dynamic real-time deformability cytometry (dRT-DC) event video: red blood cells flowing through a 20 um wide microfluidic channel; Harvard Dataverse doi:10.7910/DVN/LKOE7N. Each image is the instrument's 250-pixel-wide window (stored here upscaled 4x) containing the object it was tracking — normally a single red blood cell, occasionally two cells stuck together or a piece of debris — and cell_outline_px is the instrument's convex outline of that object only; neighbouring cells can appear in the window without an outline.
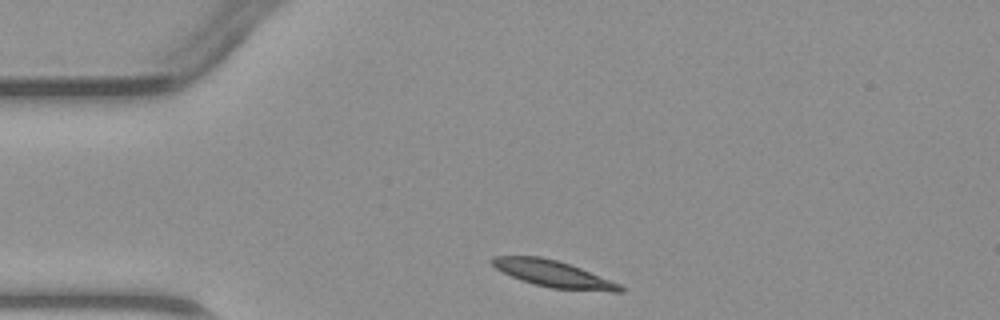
{"species": "common noctule bat (a hibernating species)", "species_latin": "Nyctalus noctula", "temperature_condition": "warm", "stored_images_in_passage": 1, "camera_frame_rate_fps": 3000, "um_per_image_px": 0.085, "animal": {"sex": "male", "body_mass_g": 23.1, "forearm_length_mm": 52.7}, "frame": {"image": 1, "passage_image": 1, "time_ms": 0.0, "image_size_px": [1000, 320], "cell_outline_px": [[624, 292], [612, 292], [552, 288], [520, 280], [496, 268], [488, 260], [492, 256], [540, 256], [556, 260], [580, 268], [620, 284], [624, 288]], "centroid_in_image_um": [47.02, 23.27], "position_along_channel_um": 38.0, "area_um2": 19.59}}